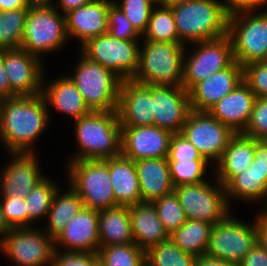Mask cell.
<instances>
[{
    "label": "cell",
    "mask_w": 267,
    "mask_h": 266,
    "mask_svg": "<svg viewBox=\"0 0 267 266\" xmlns=\"http://www.w3.org/2000/svg\"><path fill=\"white\" fill-rule=\"evenodd\" d=\"M109 166L111 186L118 206L141 203L137 169L133 160L119 155L103 160Z\"/></svg>",
    "instance_id": "27"
},
{
    "label": "cell",
    "mask_w": 267,
    "mask_h": 266,
    "mask_svg": "<svg viewBox=\"0 0 267 266\" xmlns=\"http://www.w3.org/2000/svg\"><path fill=\"white\" fill-rule=\"evenodd\" d=\"M28 9L0 11V50L18 49Z\"/></svg>",
    "instance_id": "37"
},
{
    "label": "cell",
    "mask_w": 267,
    "mask_h": 266,
    "mask_svg": "<svg viewBox=\"0 0 267 266\" xmlns=\"http://www.w3.org/2000/svg\"><path fill=\"white\" fill-rule=\"evenodd\" d=\"M248 169L256 175H267V139H255V156Z\"/></svg>",
    "instance_id": "48"
},
{
    "label": "cell",
    "mask_w": 267,
    "mask_h": 266,
    "mask_svg": "<svg viewBox=\"0 0 267 266\" xmlns=\"http://www.w3.org/2000/svg\"><path fill=\"white\" fill-rule=\"evenodd\" d=\"M171 9L179 40L185 45L228 34L229 14L224 0H191Z\"/></svg>",
    "instance_id": "3"
},
{
    "label": "cell",
    "mask_w": 267,
    "mask_h": 266,
    "mask_svg": "<svg viewBox=\"0 0 267 266\" xmlns=\"http://www.w3.org/2000/svg\"><path fill=\"white\" fill-rule=\"evenodd\" d=\"M91 0H56L54 7L63 15H66L72 10L85 6Z\"/></svg>",
    "instance_id": "51"
},
{
    "label": "cell",
    "mask_w": 267,
    "mask_h": 266,
    "mask_svg": "<svg viewBox=\"0 0 267 266\" xmlns=\"http://www.w3.org/2000/svg\"><path fill=\"white\" fill-rule=\"evenodd\" d=\"M154 6H164L165 0H149Z\"/></svg>",
    "instance_id": "60"
},
{
    "label": "cell",
    "mask_w": 267,
    "mask_h": 266,
    "mask_svg": "<svg viewBox=\"0 0 267 266\" xmlns=\"http://www.w3.org/2000/svg\"><path fill=\"white\" fill-rule=\"evenodd\" d=\"M63 168L65 182L80 196L85 208L100 211L118 206L109 166L103 160L70 161Z\"/></svg>",
    "instance_id": "6"
},
{
    "label": "cell",
    "mask_w": 267,
    "mask_h": 266,
    "mask_svg": "<svg viewBox=\"0 0 267 266\" xmlns=\"http://www.w3.org/2000/svg\"><path fill=\"white\" fill-rule=\"evenodd\" d=\"M239 266H267V252L257 241L238 263Z\"/></svg>",
    "instance_id": "49"
},
{
    "label": "cell",
    "mask_w": 267,
    "mask_h": 266,
    "mask_svg": "<svg viewBox=\"0 0 267 266\" xmlns=\"http://www.w3.org/2000/svg\"><path fill=\"white\" fill-rule=\"evenodd\" d=\"M26 0H0V11H11L15 9H28Z\"/></svg>",
    "instance_id": "53"
},
{
    "label": "cell",
    "mask_w": 267,
    "mask_h": 266,
    "mask_svg": "<svg viewBox=\"0 0 267 266\" xmlns=\"http://www.w3.org/2000/svg\"><path fill=\"white\" fill-rule=\"evenodd\" d=\"M11 98V87L4 68V50H0V100Z\"/></svg>",
    "instance_id": "50"
},
{
    "label": "cell",
    "mask_w": 267,
    "mask_h": 266,
    "mask_svg": "<svg viewBox=\"0 0 267 266\" xmlns=\"http://www.w3.org/2000/svg\"><path fill=\"white\" fill-rule=\"evenodd\" d=\"M12 229L8 224L3 214V210L0 204V241L6 236V234Z\"/></svg>",
    "instance_id": "55"
},
{
    "label": "cell",
    "mask_w": 267,
    "mask_h": 266,
    "mask_svg": "<svg viewBox=\"0 0 267 266\" xmlns=\"http://www.w3.org/2000/svg\"><path fill=\"white\" fill-rule=\"evenodd\" d=\"M225 194L230 208L234 202L248 207L267 204V175H256L250 169L236 174L225 186ZM258 205V206H257Z\"/></svg>",
    "instance_id": "29"
},
{
    "label": "cell",
    "mask_w": 267,
    "mask_h": 266,
    "mask_svg": "<svg viewBox=\"0 0 267 266\" xmlns=\"http://www.w3.org/2000/svg\"><path fill=\"white\" fill-rule=\"evenodd\" d=\"M91 266H106L105 262L97 255L93 260Z\"/></svg>",
    "instance_id": "59"
},
{
    "label": "cell",
    "mask_w": 267,
    "mask_h": 266,
    "mask_svg": "<svg viewBox=\"0 0 267 266\" xmlns=\"http://www.w3.org/2000/svg\"><path fill=\"white\" fill-rule=\"evenodd\" d=\"M140 44L141 40L119 39L106 33L90 38L77 51L126 81L137 72Z\"/></svg>",
    "instance_id": "9"
},
{
    "label": "cell",
    "mask_w": 267,
    "mask_h": 266,
    "mask_svg": "<svg viewBox=\"0 0 267 266\" xmlns=\"http://www.w3.org/2000/svg\"><path fill=\"white\" fill-rule=\"evenodd\" d=\"M174 187L204 182L213 174V165L207 160H168Z\"/></svg>",
    "instance_id": "36"
},
{
    "label": "cell",
    "mask_w": 267,
    "mask_h": 266,
    "mask_svg": "<svg viewBox=\"0 0 267 266\" xmlns=\"http://www.w3.org/2000/svg\"><path fill=\"white\" fill-rule=\"evenodd\" d=\"M113 0H91L65 15L69 41L80 47L87 40L108 32V11ZM78 44V45H77Z\"/></svg>",
    "instance_id": "21"
},
{
    "label": "cell",
    "mask_w": 267,
    "mask_h": 266,
    "mask_svg": "<svg viewBox=\"0 0 267 266\" xmlns=\"http://www.w3.org/2000/svg\"><path fill=\"white\" fill-rule=\"evenodd\" d=\"M243 67V81L257 98L267 97V60L254 62Z\"/></svg>",
    "instance_id": "42"
},
{
    "label": "cell",
    "mask_w": 267,
    "mask_h": 266,
    "mask_svg": "<svg viewBox=\"0 0 267 266\" xmlns=\"http://www.w3.org/2000/svg\"><path fill=\"white\" fill-rule=\"evenodd\" d=\"M258 242L267 252V232L260 225L258 227Z\"/></svg>",
    "instance_id": "57"
},
{
    "label": "cell",
    "mask_w": 267,
    "mask_h": 266,
    "mask_svg": "<svg viewBox=\"0 0 267 266\" xmlns=\"http://www.w3.org/2000/svg\"><path fill=\"white\" fill-rule=\"evenodd\" d=\"M261 208V209H260ZM259 225L267 232V204L259 206L258 210L255 211Z\"/></svg>",
    "instance_id": "54"
},
{
    "label": "cell",
    "mask_w": 267,
    "mask_h": 266,
    "mask_svg": "<svg viewBox=\"0 0 267 266\" xmlns=\"http://www.w3.org/2000/svg\"><path fill=\"white\" fill-rule=\"evenodd\" d=\"M72 123L77 147L67 159L63 158L64 162L104 160L121 155V124L117 110L91 111Z\"/></svg>",
    "instance_id": "2"
},
{
    "label": "cell",
    "mask_w": 267,
    "mask_h": 266,
    "mask_svg": "<svg viewBox=\"0 0 267 266\" xmlns=\"http://www.w3.org/2000/svg\"><path fill=\"white\" fill-rule=\"evenodd\" d=\"M98 255L95 252H76L54 250L50 266H91Z\"/></svg>",
    "instance_id": "46"
},
{
    "label": "cell",
    "mask_w": 267,
    "mask_h": 266,
    "mask_svg": "<svg viewBox=\"0 0 267 266\" xmlns=\"http://www.w3.org/2000/svg\"><path fill=\"white\" fill-rule=\"evenodd\" d=\"M210 164L221 157L236 134L208 111L191 110L180 132Z\"/></svg>",
    "instance_id": "14"
},
{
    "label": "cell",
    "mask_w": 267,
    "mask_h": 266,
    "mask_svg": "<svg viewBox=\"0 0 267 266\" xmlns=\"http://www.w3.org/2000/svg\"><path fill=\"white\" fill-rule=\"evenodd\" d=\"M39 154L6 153L7 160L0 162V196L25 197L48 175L44 173Z\"/></svg>",
    "instance_id": "15"
},
{
    "label": "cell",
    "mask_w": 267,
    "mask_h": 266,
    "mask_svg": "<svg viewBox=\"0 0 267 266\" xmlns=\"http://www.w3.org/2000/svg\"><path fill=\"white\" fill-rule=\"evenodd\" d=\"M49 127L53 125L42 94L0 100V149L6 150L4 154L39 152L37 142Z\"/></svg>",
    "instance_id": "1"
},
{
    "label": "cell",
    "mask_w": 267,
    "mask_h": 266,
    "mask_svg": "<svg viewBox=\"0 0 267 266\" xmlns=\"http://www.w3.org/2000/svg\"><path fill=\"white\" fill-rule=\"evenodd\" d=\"M164 230L170 236L178 230L187 220L184 209L181 207L178 197L173 191L152 202Z\"/></svg>",
    "instance_id": "39"
},
{
    "label": "cell",
    "mask_w": 267,
    "mask_h": 266,
    "mask_svg": "<svg viewBox=\"0 0 267 266\" xmlns=\"http://www.w3.org/2000/svg\"><path fill=\"white\" fill-rule=\"evenodd\" d=\"M231 38L226 36L186 46L182 86L188 91L196 83L234 62Z\"/></svg>",
    "instance_id": "12"
},
{
    "label": "cell",
    "mask_w": 267,
    "mask_h": 266,
    "mask_svg": "<svg viewBox=\"0 0 267 266\" xmlns=\"http://www.w3.org/2000/svg\"><path fill=\"white\" fill-rule=\"evenodd\" d=\"M256 99L253 91L242 81L208 112L234 133H243L250 121Z\"/></svg>",
    "instance_id": "24"
},
{
    "label": "cell",
    "mask_w": 267,
    "mask_h": 266,
    "mask_svg": "<svg viewBox=\"0 0 267 266\" xmlns=\"http://www.w3.org/2000/svg\"><path fill=\"white\" fill-rule=\"evenodd\" d=\"M228 35L241 66L267 60V12L229 15Z\"/></svg>",
    "instance_id": "11"
},
{
    "label": "cell",
    "mask_w": 267,
    "mask_h": 266,
    "mask_svg": "<svg viewBox=\"0 0 267 266\" xmlns=\"http://www.w3.org/2000/svg\"><path fill=\"white\" fill-rule=\"evenodd\" d=\"M54 178L56 177L52 176L50 179L48 174L24 197L26 227L40 226L41 222L45 221L54 195L62 185Z\"/></svg>",
    "instance_id": "32"
},
{
    "label": "cell",
    "mask_w": 267,
    "mask_h": 266,
    "mask_svg": "<svg viewBox=\"0 0 267 266\" xmlns=\"http://www.w3.org/2000/svg\"><path fill=\"white\" fill-rule=\"evenodd\" d=\"M243 135L256 140L267 139V97L257 98Z\"/></svg>",
    "instance_id": "43"
},
{
    "label": "cell",
    "mask_w": 267,
    "mask_h": 266,
    "mask_svg": "<svg viewBox=\"0 0 267 266\" xmlns=\"http://www.w3.org/2000/svg\"><path fill=\"white\" fill-rule=\"evenodd\" d=\"M212 227L206 221L187 219L169 238L182 251L197 257L206 253Z\"/></svg>",
    "instance_id": "33"
},
{
    "label": "cell",
    "mask_w": 267,
    "mask_h": 266,
    "mask_svg": "<svg viewBox=\"0 0 267 266\" xmlns=\"http://www.w3.org/2000/svg\"><path fill=\"white\" fill-rule=\"evenodd\" d=\"M69 43L65 15L54 6L28 8L21 49L46 63L45 56L63 54Z\"/></svg>",
    "instance_id": "4"
},
{
    "label": "cell",
    "mask_w": 267,
    "mask_h": 266,
    "mask_svg": "<svg viewBox=\"0 0 267 266\" xmlns=\"http://www.w3.org/2000/svg\"><path fill=\"white\" fill-rule=\"evenodd\" d=\"M248 218L247 221L232 211L223 221L213 225L206 254L238 264L258 241V219L256 215L253 220Z\"/></svg>",
    "instance_id": "8"
},
{
    "label": "cell",
    "mask_w": 267,
    "mask_h": 266,
    "mask_svg": "<svg viewBox=\"0 0 267 266\" xmlns=\"http://www.w3.org/2000/svg\"><path fill=\"white\" fill-rule=\"evenodd\" d=\"M47 65L21 48L4 50V68L10 82L11 98L42 94Z\"/></svg>",
    "instance_id": "16"
},
{
    "label": "cell",
    "mask_w": 267,
    "mask_h": 266,
    "mask_svg": "<svg viewBox=\"0 0 267 266\" xmlns=\"http://www.w3.org/2000/svg\"><path fill=\"white\" fill-rule=\"evenodd\" d=\"M172 135L155 125L121 127V155L133 161L167 158Z\"/></svg>",
    "instance_id": "19"
},
{
    "label": "cell",
    "mask_w": 267,
    "mask_h": 266,
    "mask_svg": "<svg viewBox=\"0 0 267 266\" xmlns=\"http://www.w3.org/2000/svg\"><path fill=\"white\" fill-rule=\"evenodd\" d=\"M117 113L121 127L154 125L151 85L138 83L132 79L122 81Z\"/></svg>",
    "instance_id": "20"
},
{
    "label": "cell",
    "mask_w": 267,
    "mask_h": 266,
    "mask_svg": "<svg viewBox=\"0 0 267 266\" xmlns=\"http://www.w3.org/2000/svg\"><path fill=\"white\" fill-rule=\"evenodd\" d=\"M48 69L47 67L43 78L42 95L47 103L52 124H54L56 112L57 115L68 118L71 122L89 114L91 110L72 79L66 73L55 75L54 78L49 77Z\"/></svg>",
    "instance_id": "17"
},
{
    "label": "cell",
    "mask_w": 267,
    "mask_h": 266,
    "mask_svg": "<svg viewBox=\"0 0 267 266\" xmlns=\"http://www.w3.org/2000/svg\"><path fill=\"white\" fill-rule=\"evenodd\" d=\"M54 250V240L40 226L12 228L0 241L10 266H50Z\"/></svg>",
    "instance_id": "13"
},
{
    "label": "cell",
    "mask_w": 267,
    "mask_h": 266,
    "mask_svg": "<svg viewBox=\"0 0 267 266\" xmlns=\"http://www.w3.org/2000/svg\"><path fill=\"white\" fill-rule=\"evenodd\" d=\"M168 160H206L180 133L173 134L169 143Z\"/></svg>",
    "instance_id": "45"
},
{
    "label": "cell",
    "mask_w": 267,
    "mask_h": 266,
    "mask_svg": "<svg viewBox=\"0 0 267 266\" xmlns=\"http://www.w3.org/2000/svg\"><path fill=\"white\" fill-rule=\"evenodd\" d=\"M100 247L135 243L128 206L98 211Z\"/></svg>",
    "instance_id": "31"
},
{
    "label": "cell",
    "mask_w": 267,
    "mask_h": 266,
    "mask_svg": "<svg viewBox=\"0 0 267 266\" xmlns=\"http://www.w3.org/2000/svg\"><path fill=\"white\" fill-rule=\"evenodd\" d=\"M196 258L182 251L170 238L145 252L146 266H195Z\"/></svg>",
    "instance_id": "35"
},
{
    "label": "cell",
    "mask_w": 267,
    "mask_h": 266,
    "mask_svg": "<svg viewBox=\"0 0 267 266\" xmlns=\"http://www.w3.org/2000/svg\"><path fill=\"white\" fill-rule=\"evenodd\" d=\"M76 54L78 60L66 74L76 84L86 105L91 111L117 110L122 80L100 64L88 60L79 51Z\"/></svg>",
    "instance_id": "7"
},
{
    "label": "cell",
    "mask_w": 267,
    "mask_h": 266,
    "mask_svg": "<svg viewBox=\"0 0 267 266\" xmlns=\"http://www.w3.org/2000/svg\"><path fill=\"white\" fill-rule=\"evenodd\" d=\"M29 7H51L56 0H26Z\"/></svg>",
    "instance_id": "56"
},
{
    "label": "cell",
    "mask_w": 267,
    "mask_h": 266,
    "mask_svg": "<svg viewBox=\"0 0 267 266\" xmlns=\"http://www.w3.org/2000/svg\"><path fill=\"white\" fill-rule=\"evenodd\" d=\"M195 266H239L237 263L224 261L216 257L202 254L197 256Z\"/></svg>",
    "instance_id": "52"
},
{
    "label": "cell",
    "mask_w": 267,
    "mask_h": 266,
    "mask_svg": "<svg viewBox=\"0 0 267 266\" xmlns=\"http://www.w3.org/2000/svg\"><path fill=\"white\" fill-rule=\"evenodd\" d=\"M129 212L135 244L145 252L169 238L152 203L129 206Z\"/></svg>",
    "instance_id": "28"
},
{
    "label": "cell",
    "mask_w": 267,
    "mask_h": 266,
    "mask_svg": "<svg viewBox=\"0 0 267 266\" xmlns=\"http://www.w3.org/2000/svg\"><path fill=\"white\" fill-rule=\"evenodd\" d=\"M242 81L243 67L234 61L227 68L213 73L188 90L191 110L208 111Z\"/></svg>",
    "instance_id": "22"
},
{
    "label": "cell",
    "mask_w": 267,
    "mask_h": 266,
    "mask_svg": "<svg viewBox=\"0 0 267 266\" xmlns=\"http://www.w3.org/2000/svg\"><path fill=\"white\" fill-rule=\"evenodd\" d=\"M189 1H191V0H165L164 6L171 8V7H174L177 5L184 4V3L189 2Z\"/></svg>",
    "instance_id": "58"
},
{
    "label": "cell",
    "mask_w": 267,
    "mask_h": 266,
    "mask_svg": "<svg viewBox=\"0 0 267 266\" xmlns=\"http://www.w3.org/2000/svg\"><path fill=\"white\" fill-rule=\"evenodd\" d=\"M54 249L98 253V211L83 207L54 239Z\"/></svg>",
    "instance_id": "23"
},
{
    "label": "cell",
    "mask_w": 267,
    "mask_h": 266,
    "mask_svg": "<svg viewBox=\"0 0 267 266\" xmlns=\"http://www.w3.org/2000/svg\"><path fill=\"white\" fill-rule=\"evenodd\" d=\"M98 255L106 266H146L145 251L135 243L103 246Z\"/></svg>",
    "instance_id": "38"
},
{
    "label": "cell",
    "mask_w": 267,
    "mask_h": 266,
    "mask_svg": "<svg viewBox=\"0 0 267 266\" xmlns=\"http://www.w3.org/2000/svg\"><path fill=\"white\" fill-rule=\"evenodd\" d=\"M211 180L174 188L187 219L202 220L213 225L223 221L230 208L224 186L212 174ZM213 179V180H212Z\"/></svg>",
    "instance_id": "10"
},
{
    "label": "cell",
    "mask_w": 267,
    "mask_h": 266,
    "mask_svg": "<svg viewBox=\"0 0 267 266\" xmlns=\"http://www.w3.org/2000/svg\"><path fill=\"white\" fill-rule=\"evenodd\" d=\"M113 3L124 12L135 30L142 36L155 6L149 0H113Z\"/></svg>",
    "instance_id": "40"
},
{
    "label": "cell",
    "mask_w": 267,
    "mask_h": 266,
    "mask_svg": "<svg viewBox=\"0 0 267 266\" xmlns=\"http://www.w3.org/2000/svg\"><path fill=\"white\" fill-rule=\"evenodd\" d=\"M62 186L56 191L46 219L40 227L54 240L75 215L84 207L80 196L71 188Z\"/></svg>",
    "instance_id": "30"
},
{
    "label": "cell",
    "mask_w": 267,
    "mask_h": 266,
    "mask_svg": "<svg viewBox=\"0 0 267 266\" xmlns=\"http://www.w3.org/2000/svg\"><path fill=\"white\" fill-rule=\"evenodd\" d=\"M154 125L180 133L191 111L188 91L183 86L151 85Z\"/></svg>",
    "instance_id": "18"
},
{
    "label": "cell",
    "mask_w": 267,
    "mask_h": 266,
    "mask_svg": "<svg viewBox=\"0 0 267 266\" xmlns=\"http://www.w3.org/2000/svg\"><path fill=\"white\" fill-rule=\"evenodd\" d=\"M0 204L6 221L12 228L26 227L24 197L17 195L0 196Z\"/></svg>",
    "instance_id": "44"
},
{
    "label": "cell",
    "mask_w": 267,
    "mask_h": 266,
    "mask_svg": "<svg viewBox=\"0 0 267 266\" xmlns=\"http://www.w3.org/2000/svg\"><path fill=\"white\" fill-rule=\"evenodd\" d=\"M141 40L182 43L179 40L174 15L170 7L155 6L152 9L147 29L141 36Z\"/></svg>",
    "instance_id": "34"
},
{
    "label": "cell",
    "mask_w": 267,
    "mask_h": 266,
    "mask_svg": "<svg viewBox=\"0 0 267 266\" xmlns=\"http://www.w3.org/2000/svg\"><path fill=\"white\" fill-rule=\"evenodd\" d=\"M141 191V202L152 203L174 191L167 158L134 161Z\"/></svg>",
    "instance_id": "25"
},
{
    "label": "cell",
    "mask_w": 267,
    "mask_h": 266,
    "mask_svg": "<svg viewBox=\"0 0 267 266\" xmlns=\"http://www.w3.org/2000/svg\"><path fill=\"white\" fill-rule=\"evenodd\" d=\"M108 34L124 40H141V35L135 30L132 23L114 3L108 11Z\"/></svg>",
    "instance_id": "41"
},
{
    "label": "cell",
    "mask_w": 267,
    "mask_h": 266,
    "mask_svg": "<svg viewBox=\"0 0 267 266\" xmlns=\"http://www.w3.org/2000/svg\"><path fill=\"white\" fill-rule=\"evenodd\" d=\"M186 46L141 40L139 65L132 80L146 85L182 86Z\"/></svg>",
    "instance_id": "5"
},
{
    "label": "cell",
    "mask_w": 267,
    "mask_h": 266,
    "mask_svg": "<svg viewBox=\"0 0 267 266\" xmlns=\"http://www.w3.org/2000/svg\"><path fill=\"white\" fill-rule=\"evenodd\" d=\"M255 156V139L236 133L213 165L214 177L225 186L236 174L247 170Z\"/></svg>",
    "instance_id": "26"
},
{
    "label": "cell",
    "mask_w": 267,
    "mask_h": 266,
    "mask_svg": "<svg viewBox=\"0 0 267 266\" xmlns=\"http://www.w3.org/2000/svg\"><path fill=\"white\" fill-rule=\"evenodd\" d=\"M229 15L245 12H267V0H224Z\"/></svg>",
    "instance_id": "47"
}]
</instances>
